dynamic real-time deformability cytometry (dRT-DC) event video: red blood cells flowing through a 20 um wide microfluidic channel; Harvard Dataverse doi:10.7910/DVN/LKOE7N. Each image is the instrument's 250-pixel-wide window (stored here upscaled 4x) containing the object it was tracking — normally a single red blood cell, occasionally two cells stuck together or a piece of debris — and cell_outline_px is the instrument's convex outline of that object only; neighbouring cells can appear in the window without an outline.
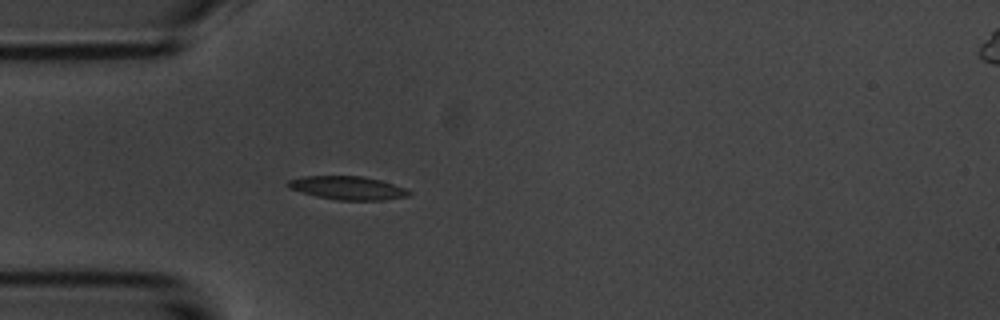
{"species": "common noctule bat (a hibernating species)", "species_latin": "Nyctalus noctula", "temperature_condition": "room temperature", "stored_images_in_passage": 4, "camera_frame_rate_fps": 3000, "um_per_image_px": 0.085, "animal": {"sex": "male", "body_mass_g": 20.1, "forearm_length_mm": 53.5}, "frame": {"image": 1, "passage_image": 4, "time_ms": 3.333, "image_size_px": [1000, 320], "cell_outline_px": [[412, 192], [408, 196], [384, 200], [340, 200], [316, 196], [288, 188], [284, 184], [288, 180], [304, 176], [364, 176], [380, 180], [404, 188]], "centroid_in_image_um": [29.52, 15.97], "position_along_channel_um": 55.5, "area_um2": 16.47}}